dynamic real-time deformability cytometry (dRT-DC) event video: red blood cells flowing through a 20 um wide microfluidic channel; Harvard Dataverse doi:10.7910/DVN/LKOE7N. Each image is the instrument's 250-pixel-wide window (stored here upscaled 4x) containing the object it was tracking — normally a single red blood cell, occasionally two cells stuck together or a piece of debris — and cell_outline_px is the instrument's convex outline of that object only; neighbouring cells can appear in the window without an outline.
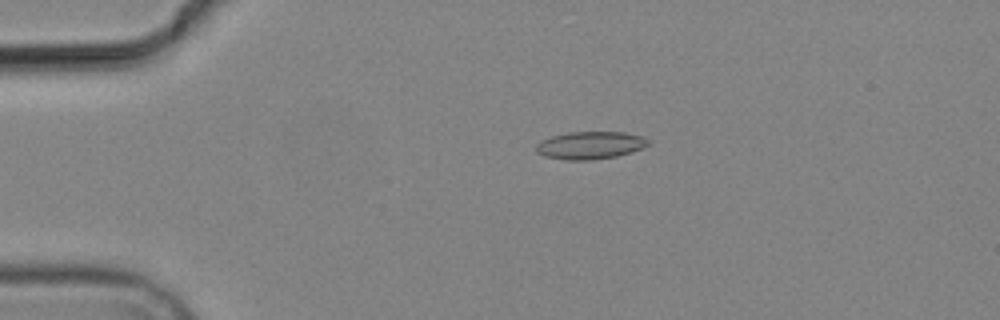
{"species": "common noctule bat (a hibernating species)", "species_latin": "Nyctalus noctula", "temperature_condition": "cold", "stored_images_in_passage": 4, "camera_frame_rate_fps": 3000, "um_per_image_px": 0.085, "animal": {"sex": "male", "body_mass_g": 19.2, "forearm_length_mm": 51.8}, "frame": {"image": 1, "passage_image": 1, "time_ms": 0.0, "image_size_px": [1000, 320], "cell_outline_px": [[652, 140], [648, 144], [632, 152], [616, 156], [592, 160], [564, 160], [544, 156], [536, 152], [536, 144], [540, 140], [552, 136], [568, 132], [624, 132], [640, 136]], "centroid_in_image_um": [50.13, 12.35], "position_along_channel_um": 34.9, "area_um2": 18.09}}
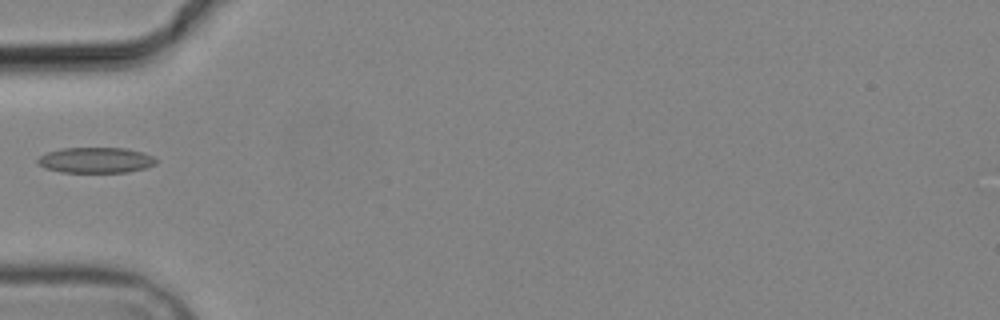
{"frame": {"image": 2, "passage_image": 3, "time_ms": 2.333, "image_size_px": [1000, 320], "cell_outline_px": [[156, 164], [144, 168], [128, 172], [60, 172], [44, 168], [36, 164], [36, 160], [40, 156], [48, 152], [60, 148], [124, 148], [144, 152], [152, 156], [156, 160]], "centroid_in_image_um": [8.1, 13.61], "position_along_channel_um": 76.9, "area_um2": 17.74}}
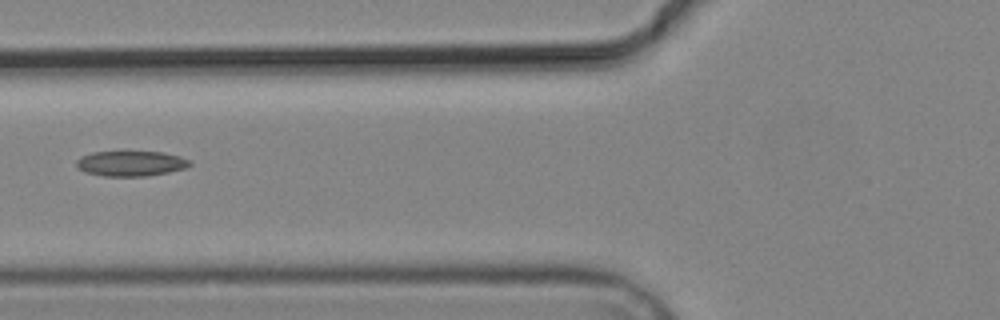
{"frame": {"image": 3, "passage_image": 4, "time_ms": 3.333, "image_size_px": [1000, 320], "cell_outline_px": [[192, 164], [188, 168], [148, 176], [104, 176], [84, 172], [76, 168], [76, 160], [80, 156], [92, 152], [164, 152], [180, 156], [192, 160]], "centroid_in_image_um": [11.14, 13.9], "position_along_channel_um": 114.7, "area_um2": 16.94}}